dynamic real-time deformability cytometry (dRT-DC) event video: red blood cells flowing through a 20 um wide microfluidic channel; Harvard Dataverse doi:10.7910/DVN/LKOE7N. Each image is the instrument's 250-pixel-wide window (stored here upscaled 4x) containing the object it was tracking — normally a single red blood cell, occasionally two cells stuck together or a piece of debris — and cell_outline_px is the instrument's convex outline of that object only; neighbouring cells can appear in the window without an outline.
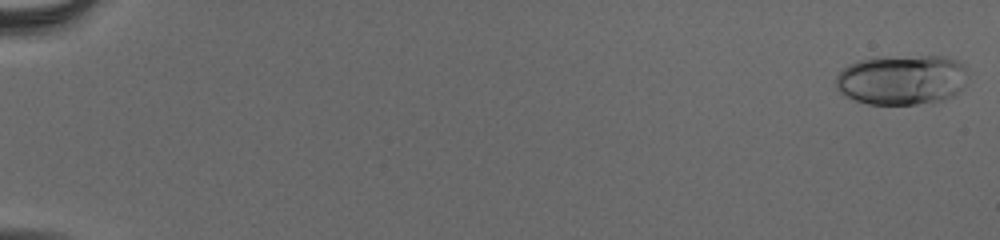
{"species": "human", "species_latin": "Homo sapiens", "temperature_condition": "cold", "stored_images_in_passage": 56, "camera_frame_rate_fps": 3000, "um_per_image_px": 0.085, "donor": {"sex": "male"}, "frame": {"image": 1, "passage_image": 2, "time_ms": 0.333, "image_size_px": [1000, 240], "cell_outline_px": [[968, 76], [964, 84], [952, 96], [944, 100], [916, 104], [868, 104], [844, 96], [836, 88], [836, 76], [848, 64], [856, 60], [876, 56], [944, 56], [956, 60], [964, 64], [968, 68]], "centroid_in_image_um": [76.65, 6.75], "position_along_channel_um": 8.4, "area_um2": 39.07}}
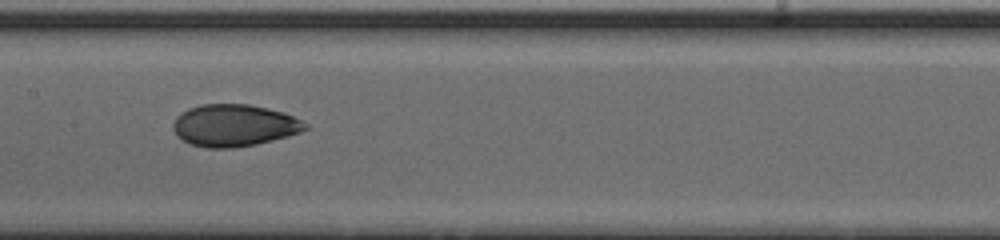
{"frame": {"image": 2, "passage_image": 31, "time_ms": 10.0, "image_size_px": [1000, 240], "cell_outline_px": [[308, 128], [300, 132], [288, 136], [256, 144], [232, 148], [208, 148], [192, 144], [176, 136], [172, 128], [172, 124], [176, 116], [180, 112], [188, 108], [200, 104], [248, 104], [268, 108], [284, 112], [308, 124]], "centroid_in_image_um": [19.87, 10.65], "position_along_channel_um": 187.5, "area_um2": 32.48}}
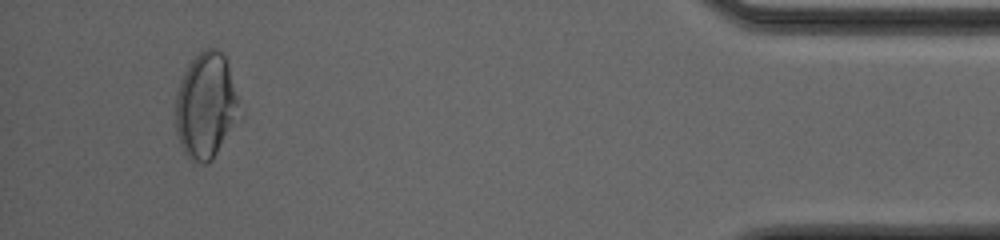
{"frame": {"image": 3, "passage_image": 53, "time_ms": 17.333, "image_size_px": [1000, 240], "cell_outline_px": [[244, 116], [212, 160], [208, 164], [204, 164], [188, 160], [180, 144], [176, 132], [176, 92], [184, 72], [188, 64], [204, 48], [216, 48], [224, 56]], "centroid_in_image_um": [17.53, 9.06], "position_along_channel_um": 417.7, "area_um2": 40.06}, "authors_computed_cell_mechanics": {"area_um2": 33.4373, "velocity_mm_per_s": 3.9064, "shape_relaxation_time_tau1_ms": 5.4414, "shape_relaxation_time_tau2_ms": 1.4014, "deformation_change_tau1": 0.1661, "deformation_change_tau2": 0.0515}}